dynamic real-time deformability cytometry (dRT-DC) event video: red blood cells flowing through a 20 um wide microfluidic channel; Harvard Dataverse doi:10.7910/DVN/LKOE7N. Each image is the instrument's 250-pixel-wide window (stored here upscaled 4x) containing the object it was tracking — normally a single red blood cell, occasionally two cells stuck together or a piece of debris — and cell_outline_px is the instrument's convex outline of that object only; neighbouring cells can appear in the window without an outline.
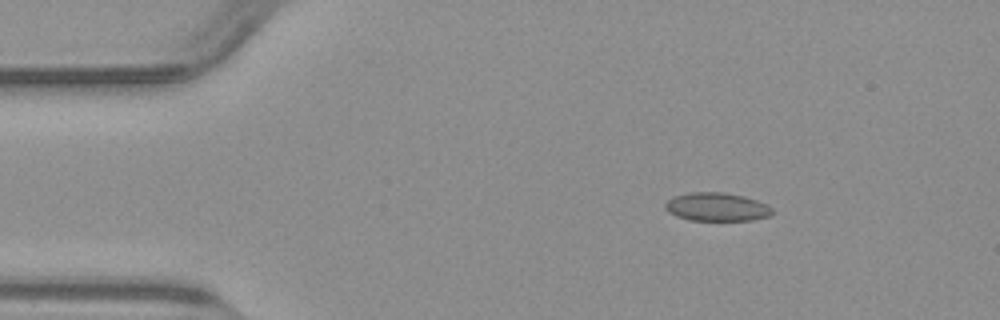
{"species": "common noctule bat (a hibernating species)", "species_latin": "Nyctalus noctula", "temperature_condition": "warm", "stored_images_in_passage": 44, "camera_frame_rate_fps": 3000, "um_per_image_px": 0.085, "animal": {"sex": "male", "body_mass_g": 23.1, "forearm_length_mm": 52.7}, "frame": {"image": 1, "passage_image": 1, "time_ms": 0.0, "image_size_px": [1000, 320], "cell_outline_px": [[772, 212], [768, 216], [752, 220], [688, 220], [676, 216], [668, 212], [664, 208], [664, 204], [672, 196], [688, 192], [724, 192], [744, 196], [768, 204], [772, 208]], "centroid_in_image_um": [60.88, 17.58], "position_along_channel_um": 24.1, "area_um2": 17.86}}
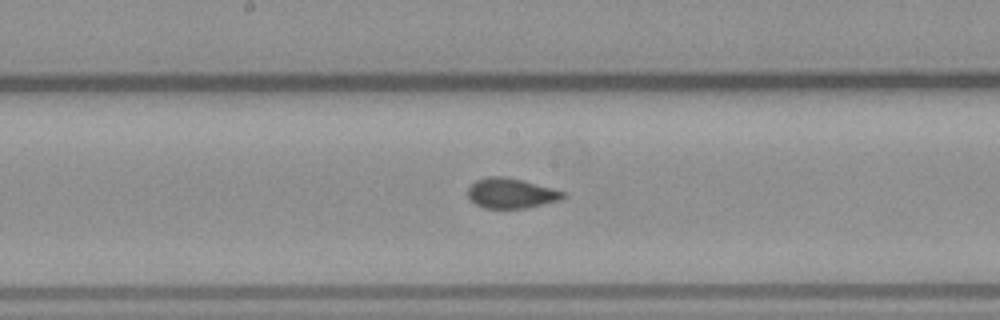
{"frame": {"image": 2, "passage_image": 19, "time_ms": 6.0, "image_size_px": [1000, 320], "cell_outline_px": [[568, 196], [560, 200], [528, 208], [484, 208], [476, 204], [468, 196], [468, 188], [476, 180], [488, 176], [504, 176], [524, 180], [568, 192]], "centroid_in_image_um": [43.51, 16.42], "position_along_channel_um": 204.7, "area_um2": 16.94}}
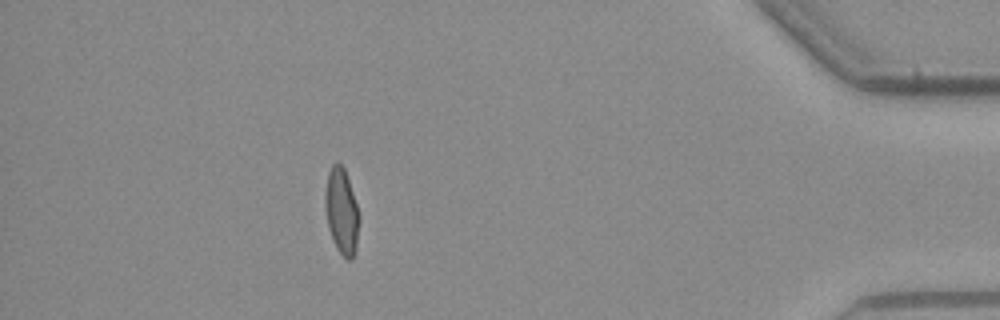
{"frame": {"image": 3, "passage_image": 38, "time_ms": 12.333, "image_size_px": [1000, 320], "cell_outline_px": [[356, 252], [352, 260], [348, 260], [336, 248], [332, 240], [328, 228], [324, 204], [324, 196], [328, 172], [332, 164], [336, 160], [344, 168], [356, 204]], "centroid_in_image_um": [28.97, 17.94], "position_along_channel_um": 406.2, "area_um2": 16.53}}